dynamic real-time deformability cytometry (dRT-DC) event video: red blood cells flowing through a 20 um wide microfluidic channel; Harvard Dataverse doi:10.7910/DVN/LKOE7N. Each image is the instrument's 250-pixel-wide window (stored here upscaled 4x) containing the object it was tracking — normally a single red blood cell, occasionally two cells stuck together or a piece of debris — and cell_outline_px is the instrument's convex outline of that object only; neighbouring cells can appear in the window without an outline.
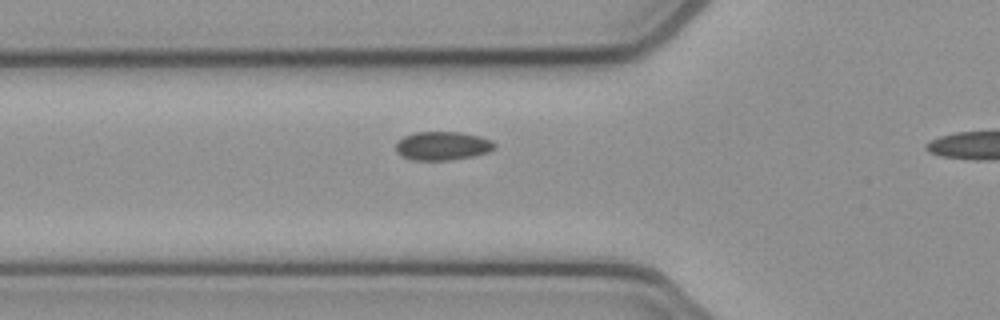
{"species": "common noctule bat (a hibernating species)", "species_latin": "Nyctalus noctula", "temperature_condition": "cold", "stored_images_in_passage": 31, "camera_frame_rate_fps": 3000, "um_per_image_px": 0.085, "animal": {"sex": "female", "body_mass_g": 21.9}, "frame": {"image": 1, "passage_image": 6, "time_ms": 1.667, "image_size_px": [1000, 320], "cell_outline_px": [[496, 148], [488, 152], [472, 156], [452, 160], [412, 160], [400, 156], [396, 152], [396, 140], [404, 136], [416, 132], [460, 132], [480, 136], [492, 140], [496, 144]], "centroid_in_image_um": [37.6, 12.4], "position_along_channel_um": 88.2, "area_um2": 16.7}}
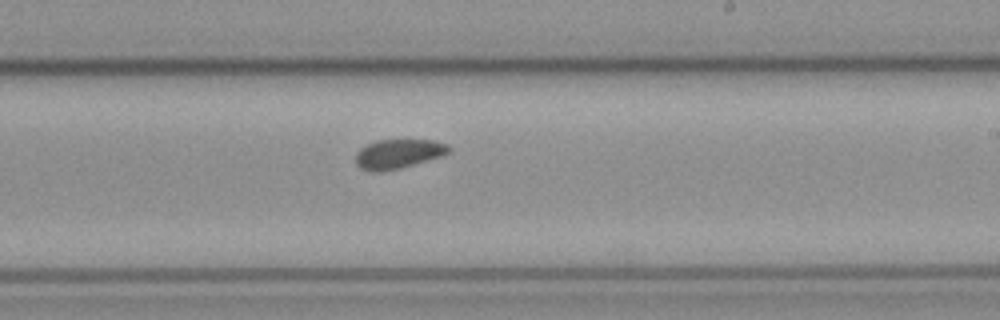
{"frame": {"image": 2, "passage_image": 19, "time_ms": 6.0, "image_size_px": [1000, 320], "cell_outline_px": [[452, 148], [448, 152], [440, 156], [400, 168], [384, 172], [368, 172], [360, 168], [356, 164], [356, 152], [360, 148], [376, 140], [432, 140], [448, 144]], "centroid_in_image_um": [33.81, 13.09], "position_along_channel_um": 255.2, "area_um2": 15.95}}
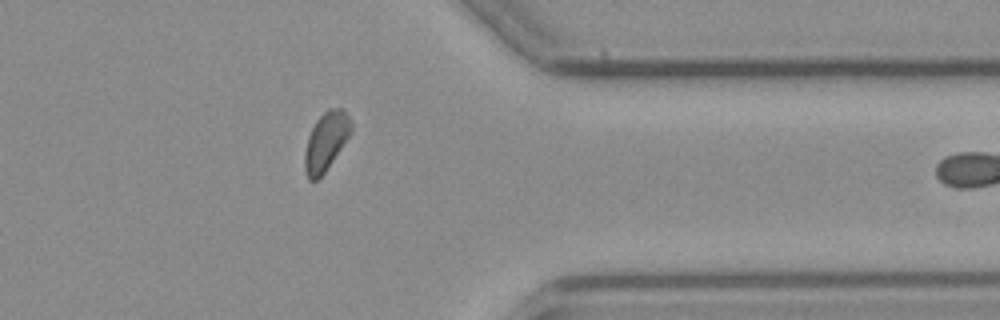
{"frame": {"image": 3, "passage_image": 30, "time_ms": 9.667, "image_size_px": [1000, 320], "cell_outline_px": [[352, 132], [324, 172], [316, 180], [308, 180], [304, 168], [304, 152], [308, 136], [316, 120], [328, 108], [344, 108], [352, 124]], "centroid_in_image_um": [27.7, 11.99], "position_along_channel_um": 383.7, "area_um2": 15.72}}